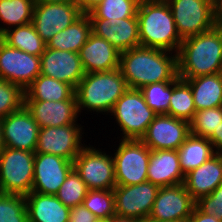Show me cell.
<instances>
[{
    "label": "cell",
    "instance_id": "cell-1",
    "mask_svg": "<svg viewBox=\"0 0 222 222\" xmlns=\"http://www.w3.org/2000/svg\"><path fill=\"white\" fill-rule=\"evenodd\" d=\"M173 52L138 46L120 54L119 69L130 89L174 81L178 78L177 54Z\"/></svg>",
    "mask_w": 222,
    "mask_h": 222
},
{
    "label": "cell",
    "instance_id": "cell-2",
    "mask_svg": "<svg viewBox=\"0 0 222 222\" xmlns=\"http://www.w3.org/2000/svg\"><path fill=\"white\" fill-rule=\"evenodd\" d=\"M178 77L182 80L220 73L222 29H212L183 39L177 52Z\"/></svg>",
    "mask_w": 222,
    "mask_h": 222
},
{
    "label": "cell",
    "instance_id": "cell-3",
    "mask_svg": "<svg viewBox=\"0 0 222 222\" xmlns=\"http://www.w3.org/2000/svg\"><path fill=\"white\" fill-rule=\"evenodd\" d=\"M140 46L179 51L182 39L166 1L141 0L138 11Z\"/></svg>",
    "mask_w": 222,
    "mask_h": 222
},
{
    "label": "cell",
    "instance_id": "cell-4",
    "mask_svg": "<svg viewBox=\"0 0 222 222\" xmlns=\"http://www.w3.org/2000/svg\"><path fill=\"white\" fill-rule=\"evenodd\" d=\"M128 89L129 86L119 68L87 73L75 88L78 112L84 108L108 114Z\"/></svg>",
    "mask_w": 222,
    "mask_h": 222
},
{
    "label": "cell",
    "instance_id": "cell-5",
    "mask_svg": "<svg viewBox=\"0 0 222 222\" xmlns=\"http://www.w3.org/2000/svg\"><path fill=\"white\" fill-rule=\"evenodd\" d=\"M120 126L121 139L141 140L157 115L146 103L139 89H128L110 112Z\"/></svg>",
    "mask_w": 222,
    "mask_h": 222
},
{
    "label": "cell",
    "instance_id": "cell-6",
    "mask_svg": "<svg viewBox=\"0 0 222 222\" xmlns=\"http://www.w3.org/2000/svg\"><path fill=\"white\" fill-rule=\"evenodd\" d=\"M35 152L5 147L0 153V192L27 195L32 192Z\"/></svg>",
    "mask_w": 222,
    "mask_h": 222
},
{
    "label": "cell",
    "instance_id": "cell-7",
    "mask_svg": "<svg viewBox=\"0 0 222 222\" xmlns=\"http://www.w3.org/2000/svg\"><path fill=\"white\" fill-rule=\"evenodd\" d=\"M114 153L116 185H135L148 181L151 149L141 140L121 139Z\"/></svg>",
    "mask_w": 222,
    "mask_h": 222
},
{
    "label": "cell",
    "instance_id": "cell-8",
    "mask_svg": "<svg viewBox=\"0 0 222 222\" xmlns=\"http://www.w3.org/2000/svg\"><path fill=\"white\" fill-rule=\"evenodd\" d=\"M74 169L89 190H113L116 186L113 155L86 146L74 160Z\"/></svg>",
    "mask_w": 222,
    "mask_h": 222
},
{
    "label": "cell",
    "instance_id": "cell-9",
    "mask_svg": "<svg viewBox=\"0 0 222 222\" xmlns=\"http://www.w3.org/2000/svg\"><path fill=\"white\" fill-rule=\"evenodd\" d=\"M177 33L183 40L212 29L213 5L208 0H167Z\"/></svg>",
    "mask_w": 222,
    "mask_h": 222
},
{
    "label": "cell",
    "instance_id": "cell-10",
    "mask_svg": "<svg viewBox=\"0 0 222 222\" xmlns=\"http://www.w3.org/2000/svg\"><path fill=\"white\" fill-rule=\"evenodd\" d=\"M159 187L146 181L135 185H116L115 215L147 222Z\"/></svg>",
    "mask_w": 222,
    "mask_h": 222
},
{
    "label": "cell",
    "instance_id": "cell-11",
    "mask_svg": "<svg viewBox=\"0 0 222 222\" xmlns=\"http://www.w3.org/2000/svg\"><path fill=\"white\" fill-rule=\"evenodd\" d=\"M40 74V56L10 47L0 38V78L25 89Z\"/></svg>",
    "mask_w": 222,
    "mask_h": 222
},
{
    "label": "cell",
    "instance_id": "cell-12",
    "mask_svg": "<svg viewBox=\"0 0 222 222\" xmlns=\"http://www.w3.org/2000/svg\"><path fill=\"white\" fill-rule=\"evenodd\" d=\"M80 126L75 123L40 128L35 153L53 154L74 162L85 147L81 143L83 128Z\"/></svg>",
    "mask_w": 222,
    "mask_h": 222
},
{
    "label": "cell",
    "instance_id": "cell-13",
    "mask_svg": "<svg viewBox=\"0 0 222 222\" xmlns=\"http://www.w3.org/2000/svg\"><path fill=\"white\" fill-rule=\"evenodd\" d=\"M195 205L183 183L161 187L147 221H188Z\"/></svg>",
    "mask_w": 222,
    "mask_h": 222
},
{
    "label": "cell",
    "instance_id": "cell-14",
    "mask_svg": "<svg viewBox=\"0 0 222 222\" xmlns=\"http://www.w3.org/2000/svg\"><path fill=\"white\" fill-rule=\"evenodd\" d=\"M81 15L76 4L35 3L32 24L37 34L47 43L55 34L69 27Z\"/></svg>",
    "mask_w": 222,
    "mask_h": 222
},
{
    "label": "cell",
    "instance_id": "cell-15",
    "mask_svg": "<svg viewBox=\"0 0 222 222\" xmlns=\"http://www.w3.org/2000/svg\"><path fill=\"white\" fill-rule=\"evenodd\" d=\"M189 135V122L160 114L150 123L141 141L151 150H177Z\"/></svg>",
    "mask_w": 222,
    "mask_h": 222
},
{
    "label": "cell",
    "instance_id": "cell-16",
    "mask_svg": "<svg viewBox=\"0 0 222 222\" xmlns=\"http://www.w3.org/2000/svg\"><path fill=\"white\" fill-rule=\"evenodd\" d=\"M73 169V161L53 154L35 153L32 192L56 195Z\"/></svg>",
    "mask_w": 222,
    "mask_h": 222
},
{
    "label": "cell",
    "instance_id": "cell-17",
    "mask_svg": "<svg viewBox=\"0 0 222 222\" xmlns=\"http://www.w3.org/2000/svg\"><path fill=\"white\" fill-rule=\"evenodd\" d=\"M5 147L36 151L40 127L25 106L1 119Z\"/></svg>",
    "mask_w": 222,
    "mask_h": 222
},
{
    "label": "cell",
    "instance_id": "cell-18",
    "mask_svg": "<svg viewBox=\"0 0 222 222\" xmlns=\"http://www.w3.org/2000/svg\"><path fill=\"white\" fill-rule=\"evenodd\" d=\"M41 74L71 85L74 89L85 72L79 53L47 48L40 56Z\"/></svg>",
    "mask_w": 222,
    "mask_h": 222
},
{
    "label": "cell",
    "instance_id": "cell-19",
    "mask_svg": "<svg viewBox=\"0 0 222 222\" xmlns=\"http://www.w3.org/2000/svg\"><path fill=\"white\" fill-rule=\"evenodd\" d=\"M91 31L112 44L120 53L140 46L138 19L89 18Z\"/></svg>",
    "mask_w": 222,
    "mask_h": 222
},
{
    "label": "cell",
    "instance_id": "cell-20",
    "mask_svg": "<svg viewBox=\"0 0 222 222\" xmlns=\"http://www.w3.org/2000/svg\"><path fill=\"white\" fill-rule=\"evenodd\" d=\"M40 128L75 124L78 118L77 99L61 101L24 100Z\"/></svg>",
    "mask_w": 222,
    "mask_h": 222
},
{
    "label": "cell",
    "instance_id": "cell-21",
    "mask_svg": "<svg viewBox=\"0 0 222 222\" xmlns=\"http://www.w3.org/2000/svg\"><path fill=\"white\" fill-rule=\"evenodd\" d=\"M120 54L107 40L92 32L79 52L85 74L119 68Z\"/></svg>",
    "mask_w": 222,
    "mask_h": 222
},
{
    "label": "cell",
    "instance_id": "cell-22",
    "mask_svg": "<svg viewBox=\"0 0 222 222\" xmlns=\"http://www.w3.org/2000/svg\"><path fill=\"white\" fill-rule=\"evenodd\" d=\"M222 183V153H215L198 168L185 175L184 187L197 201L210 195Z\"/></svg>",
    "mask_w": 222,
    "mask_h": 222
},
{
    "label": "cell",
    "instance_id": "cell-23",
    "mask_svg": "<svg viewBox=\"0 0 222 222\" xmlns=\"http://www.w3.org/2000/svg\"><path fill=\"white\" fill-rule=\"evenodd\" d=\"M184 178L177 150H151L147 169L149 182L161 188L182 184Z\"/></svg>",
    "mask_w": 222,
    "mask_h": 222
},
{
    "label": "cell",
    "instance_id": "cell-24",
    "mask_svg": "<svg viewBox=\"0 0 222 222\" xmlns=\"http://www.w3.org/2000/svg\"><path fill=\"white\" fill-rule=\"evenodd\" d=\"M25 199L28 222H68L70 208L55 195L30 192Z\"/></svg>",
    "mask_w": 222,
    "mask_h": 222
},
{
    "label": "cell",
    "instance_id": "cell-25",
    "mask_svg": "<svg viewBox=\"0 0 222 222\" xmlns=\"http://www.w3.org/2000/svg\"><path fill=\"white\" fill-rule=\"evenodd\" d=\"M191 88L196 111L222 106L220 73L185 80Z\"/></svg>",
    "mask_w": 222,
    "mask_h": 222
},
{
    "label": "cell",
    "instance_id": "cell-26",
    "mask_svg": "<svg viewBox=\"0 0 222 222\" xmlns=\"http://www.w3.org/2000/svg\"><path fill=\"white\" fill-rule=\"evenodd\" d=\"M91 32L88 14H82L69 27L55 34L46 43L47 48L79 53Z\"/></svg>",
    "mask_w": 222,
    "mask_h": 222
},
{
    "label": "cell",
    "instance_id": "cell-27",
    "mask_svg": "<svg viewBox=\"0 0 222 222\" xmlns=\"http://www.w3.org/2000/svg\"><path fill=\"white\" fill-rule=\"evenodd\" d=\"M24 100L61 101L76 99L75 89L64 82L40 74L24 89Z\"/></svg>",
    "mask_w": 222,
    "mask_h": 222
},
{
    "label": "cell",
    "instance_id": "cell-28",
    "mask_svg": "<svg viewBox=\"0 0 222 222\" xmlns=\"http://www.w3.org/2000/svg\"><path fill=\"white\" fill-rule=\"evenodd\" d=\"M180 168L184 175L198 168L216 152L208 138L190 134L177 149Z\"/></svg>",
    "mask_w": 222,
    "mask_h": 222
},
{
    "label": "cell",
    "instance_id": "cell-29",
    "mask_svg": "<svg viewBox=\"0 0 222 222\" xmlns=\"http://www.w3.org/2000/svg\"><path fill=\"white\" fill-rule=\"evenodd\" d=\"M0 38L10 47L34 56H41L47 47V44L37 34L32 22L7 29Z\"/></svg>",
    "mask_w": 222,
    "mask_h": 222
},
{
    "label": "cell",
    "instance_id": "cell-30",
    "mask_svg": "<svg viewBox=\"0 0 222 222\" xmlns=\"http://www.w3.org/2000/svg\"><path fill=\"white\" fill-rule=\"evenodd\" d=\"M35 0H0V36L10 28L18 27L32 22Z\"/></svg>",
    "mask_w": 222,
    "mask_h": 222
},
{
    "label": "cell",
    "instance_id": "cell-31",
    "mask_svg": "<svg viewBox=\"0 0 222 222\" xmlns=\"http://www.w3.org/2000/svg\"><path fill=\"white\" fill-rule=\"evenodd\" d=\"M195 112L190 85L178 77L172 81V95L167 115L190 122Z\"/></svg>",
    "mask_w": 222,
    "mask_h": 222
},
{
    "label": "cell",
    "instance_id": "cell-32",
    "mask_svg": "<svg viewBox=\"0 0 222 222\" xmlns=\"http://www.w3.org/2000/svg\"><path fill=\"white\" fill-rule=\"evenodd\" d=\"M141 0H103L89 14V18L123 19L137 17Z\"/></svg>",
    "mask_w": 222,
    "mask_h": 222
},
{
    "label": "cell",
    "instance_id": "cell-33",
    "mask_svg": "<svg viewBox=\"0 0 222 222\" xmlns=\"http://www.w3.org/2000/svg\"><path fill=\"white\" fill-rule=\"evenodd\" d=\"M83 205L99 220L110 219L115 216L113 190H88Z\"/></svg>",
    "mask_w": 222,
    "mask_h": 222
},
{
    "label": "cell",
    "instance_id": "cell-34",
    "mask_svg": "<svg viewBox=\"0 0 222 222\" xmlns=\"http://www.w3.org/2000/svg\"><path fill=\"white\" fill-rule=\"evenodd\" d=\"M88 188L80 175L73 169L61 185L56 197L69 208L82 205L87 195Z\"/></svg>",
    "mask_w": 222,
    "mask_h": 222
},
{
    "label": "cell",
    "instance_id": "cell-35",
    "mask_svg": "<svg viewBox=\"0 0 222 222\" xmlns=\"http://www.w3.org/2000/svg\"><path fill=\"white\" fill-rule=\"evenodd\" d=\"M147 105L157 114H167L172 95V81L152 83L139 89Z\"/></svg>",
    "mask_w": 222,
    "mask_h": 222
},
{
    "label": "cell",
    "instance_id": "cell-36",
    "mask_svg": "<svg viewBox=\"0 0 222 222\" xmlns=\"http://www.w3.org/2000/svg\"><path fill=\"white\" fill-rule=\"evenodd\" d=\"M222 122V106L196 111L189 122L190 134L209 138Z\"/></svg>",
    "mask_w": 222,
    "mask_h": 222
},
{
    "label": "cell",
    "instance_id": "cell-37",
    "mask_svg": "<svg viewBox=\"0 0 222 222\" xmlns=\"http://www.w3.org/2000/svg\"><path fill=\"white\" fill-rule=\"evenodd\" d=\"M0 222H28L25 195L0 192Z\"/></svg>",
    "mask_w": 222,
    "mask_h": 222
},
{
    "label": "cell",
    "instance_id": "cell-38",
    "mask_svg": "<svg viewBox=\"0 0 222 222\" xmlns=\"http://www.w3.org/2000/svg\"><path fill=\"white\" fill-rule=\"evenodd\" d=\"M24 89L0 78V119L24 106Z\"/></svg>",
    "mask_w": 222,
    "mask_h": 222
},
{
    "label": "cell",
    "instance_id": "cell-39",
    "mask_svg": "<svg viewBox=\"0 0 222 222\" xmlns=\"http://www.w3.org/2000/svg\"><path fill=\"white\" fill-rule=\"evenodd\" d=\"M195 206L204 214L222 221V183L210 195L200 197Z\"/></svg>",
    "mask_w": 222,
    "mask_h": 222
},
{
    "label": "cell",
    "instance_id": "cell-40",
    "mask_svg": "<svg viewBox=\"0 0 222 222\" xmlns=\"http://www.w3.org/2000/svg\"><path fill=\"white\" fill-rule=\"evenodd\" d=\"M98 220L83 204L70 208L68 222H98Z\"/></svg>",
    "mask_w": 222,
    "mask_h": 222
},
{
    "label": "cell",
    "instance_id": "cell-41",
    "mask_svg": "<svg viewBox=\"0 0 222 222\" xmlns=\"http://www.w3.org/2000/svg\"><path fill=\"white\" fill-rule=\"evenodd\" d=\"M188 222H222L215 216L204 214L196 206L194 207Z\"/></svg>",
    "mask_w": 222,
    "mask_h": 222
},
{
    "label": "cell",
    "instance_id": "cell-42",
    "mask_svg": "<svg viewBox=\"0 0 222 222\" xmlns=\"http://www.w3.org/2000/svg\"><path fill=\"white\" fill-rule=\"evenodd\" d=\"M208 140L212 143L215 152L222 153V122Z\"/></svg>",
    "mask_w": 222,
    "mask_h": 222
},
{
    "label": "cell",
    "instance_id": "cell-43",
    "mask_svg": "<svg viewBox=\"0 0 222 222\" xmlns=\"http://www.w3.org/2000/svg\"><path fill=\"white\" fill-rule=\"evenodd\" d=\"M103 0H76V5L82 14H89L95 7L102 3Z\"/></svg>",
    "mask_w": 222,
    "mask_h": 222
},
{
    "label": "cell",
    "instance_id": "cell-44",
    "mask_svg": "<svg viewBox=\"0 0 222 222\" xmlns=\"http://www.w3.org/2000/svg\"><path fill=\"white\" fill-rule=\"evenodd\" d=\"M214 9V24L222 29V0H219L213 5Z\"/></svg>",
    "mask_w": 222,
    "mask_h": 222
},
{
    "label": "cell",
    "instance_id": "cell-45",
    "mask_svg": "<svg viewBox=\"0 0 222 222\" xmlns=\"http://www.w3.org/2000/svg\"><path fill=\"white\" fill-rule=\"evenodd\" d=\"M35 3H71V4H76V0H35Z\"/></svg>",
    "mask_w": 222,
    "mask_h": 222
},
{
    "label": "cell",
    "instance_id": "cell-46",
    "mask_svg": "<svg viewBox=\"0 0 222 222\" xmlns=\"http://www.w3.org/2000/svg\"><path fill=\"white\" fill-rule=\"evenodd\" d=\"M113 222H141L140 220H135L131 218H123V217H118V216H113L112 217Z\"/></svg>",
    "mask_w": 222,
    "mask_h": 222
},
{
    "label": "cell",
    "instance_id": "cell-47",
    "mask_svg": "<svg viewBox=\"0 0 222 222\" xmlns=\"http://www.w3.org/2000/svg\"><path fill=\"white\" fill-rule=\"evenodd\" d=\"M5 145L3 142V133H2V125H1V119H0V153L4 150Z\"/></svg>",
    "mask_w": 222,
    "mask_h": 222
},
{
    "label": "cell",
    "instance_id": "cell-48",
    "mask_svg": "<svg viewBox=\"0 0 222 222\" xmlns=\"http://www.w3.org/2000/svg\"><path fill=\"white\" fill-rule=\"evenodd\" d=\"M147 222H188V221H147Z\"/></svg>",
    "mask_w": 222,
    "mask_h": 222
},
{
    "label": "cell",
    "instance_id": "cell-49",
    "mask_svg": "<svg viewBox=\"0 0 222 222\" xmlns=\"http://www.w3.org/2000/svg\"><path fill=\"white\" fill-rule=\"evenodd\" d=\"M98 222H113V221H112V218H110V219L98 220Z\"/></svg>",
    "mask_w": 222,
    "mask_h": 222
},
{
    "label": "cell",
    "instance_id": "cell-50",
    "mask_svg": "<svg viewBox=\"0 0 222 222\" xmlns=\"http://www.w3.org/2000/svg\"><path fill=\"white\" fill-rule=\"evenodd\" d=\"M212 5H214L216 2H218L219 0H208Z\"/></svg>",
    "mask_w": 222,
    "mask_h": 222
},
{
    "label": "cell",
    "instance_id": "cell-51",
    "mask_svg": "<svg viewBox=\"0 0 222 222\" xmlns=\"http://www.w3.org/2000/svg\"><path fill=\"white\" fill-rule=\"evenodd\" d=\"M220 76H221V78H222V67H221V70H220Z\"/></svg>",
    "mask_w": 222,
    "mask_h": 222
}]
</instances>
